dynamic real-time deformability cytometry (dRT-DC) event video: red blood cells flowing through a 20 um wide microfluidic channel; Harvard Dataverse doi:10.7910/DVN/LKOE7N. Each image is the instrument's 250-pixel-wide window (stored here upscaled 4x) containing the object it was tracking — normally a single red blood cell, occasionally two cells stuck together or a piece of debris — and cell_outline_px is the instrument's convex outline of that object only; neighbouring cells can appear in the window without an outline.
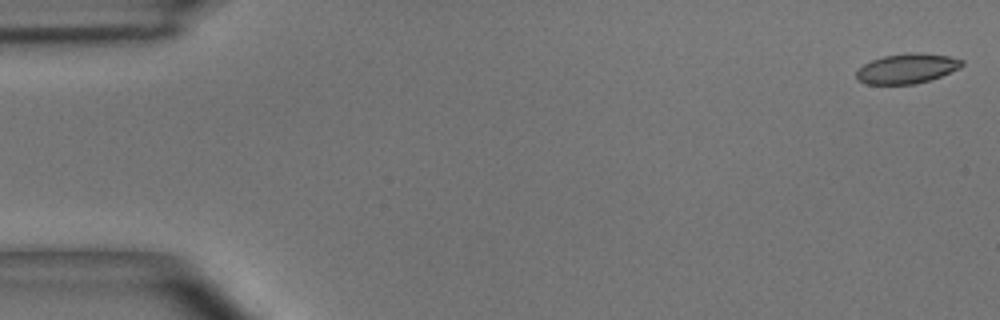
{"species": "common noctule bat (a hibernating species)", "species_latin": "Nyctalus noctula", "temperature_condition": "room temperature", "stored_images_in_passage": 55, "camera_frame_rate_fps": 3000, "um_per_image_px": 0.085, "animal": {"sex": "male", "body_mass_g": 15.6}, "frame": {"image": 1, "passage_image": 1, "time_ms": 0.0, "image_size_px": [1000, 320], "cell_outline_px": [[964, 64], [960, 68], [940, 76], [928, 80], [912, 84], [868, 84], [856, 80], [856, 72], [864, 64], [872, 60], [884, 56], [912, 52], [916, 52], [948, 56], [964, 60]], "centroid_in_image_um": [77.09, 5.82], "position_along_channel_um": 7.9, "area_um2": 18.21}}
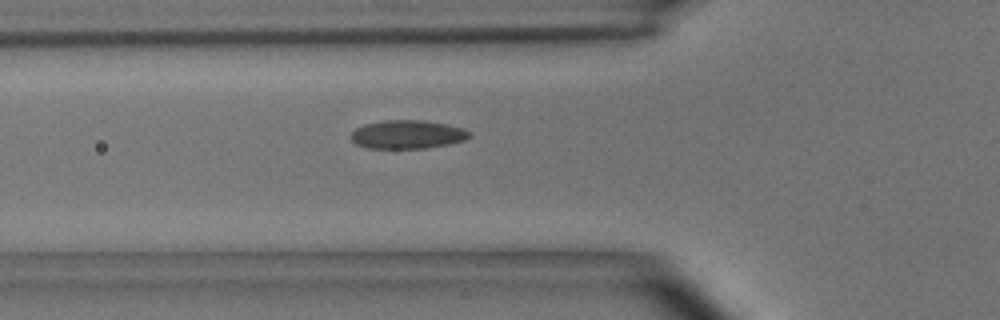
{"frame": {"image": 2, "passage_image": 19, "time_ms": 6.0, "image_size_px": [1000, 320], "cell_outline_px": [[472, 136], [464, 140], [448, 144], [424, 148], [364, 148], [356, 144], [352, 140], [352, 132], [356, 128], [364, 124], [384, 120], [424, 120], [448, 124], [464, 128], [472, 132]], "centroid_in_image_um": [34.66, 11.42], "position_along_channel_um": 91.1, "area_um2": 19.83}}
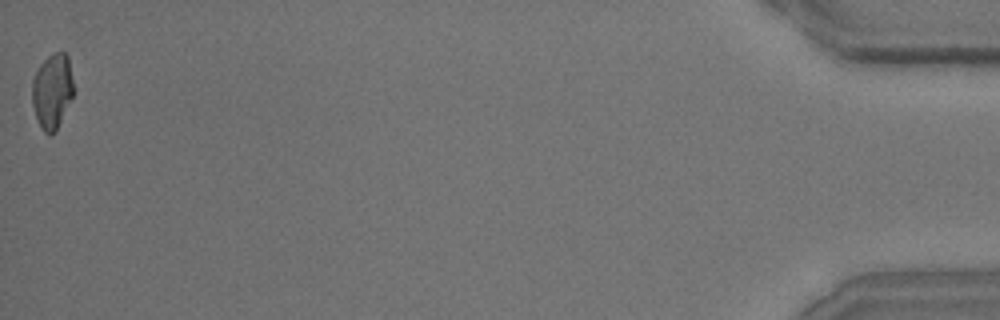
{"frame": {"image": 3, "passage_image": 55, "time_ms": 18.0, "image_size_px": [1000, 320], "cell_outline_px": [[76, 92], [56, 132], [52, 136], [48, 136], [44, 132], [36, 116], [32, 104], [32, 80], [40, 64], [52, 52], [64, 52], [68, 56]], "centroid_in_image_um": [4.48, 7.76], "position_along_channel_um": 430.7, "area_um2": 18.67}, "authors_computed_cell_mechanics": {"area_um2": 19.0162, "velocity_mm_per_s": 3.6058, "shape_relaxation_time_tau1_ms": 5.2218, "shape_relaxation_time_tau2_ms": 1.6096, "deformation_change_tau1": 0.1231, "deformation_change_tau2": 0.056}}